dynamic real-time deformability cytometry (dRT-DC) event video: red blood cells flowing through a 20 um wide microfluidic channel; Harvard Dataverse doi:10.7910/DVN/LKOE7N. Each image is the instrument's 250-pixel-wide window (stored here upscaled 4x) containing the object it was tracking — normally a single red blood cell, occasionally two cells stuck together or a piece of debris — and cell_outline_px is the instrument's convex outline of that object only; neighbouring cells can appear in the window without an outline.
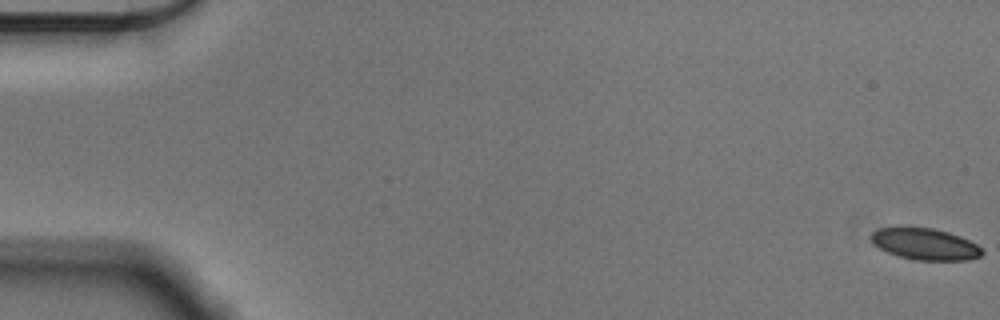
{"species": "Egyptian fruit bat (a non-hibernating species)", "species_latin": "Rousettus aegyptiacus", "temperature_condition": "cold", "stored_images_in_passage": 57, "camera_frame_rate_fps": 3000, "um_per_image_px": 0.085, "animal": {"sex": "male"}, "frame": {"image": 1, "passage_image": 1, "time_ms": 0.0, "image_size_px": [1000, 320], "cell_outline_px": [[984, 252], [980, 256], [968, 260], [916, 260], [900, 256], [888, 252], [880, 248], [868, 236], [876, 228], [900, 224], [908, 224], [932, 228], [948, 232], [960, 236], [976, 244]], "centroid_in_image_um": [78.55, 20.68], "position_along_channel_um": 6.4, "area_um2": 20.98}}
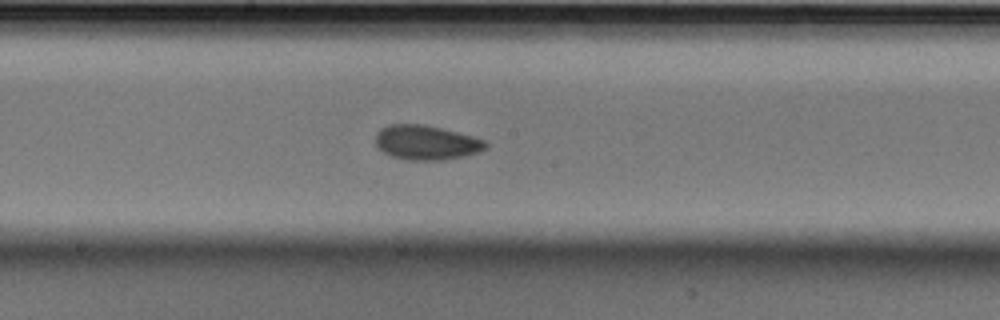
{"frame": {"image": 2, "passage_image": 31, "time_ms": 10.0, "image_size_px": [1000, 320], "cell_outline_px": [[488, 148], [480, 152], [464, 156], [444, 160], [408, 160], [392, 156], [376, 148], [376, 132], [380, 128], [388, 124], [424, 124], [472, 136], [484, 140], [488, 144]], "centroid_in_image_um": [36.22, 12.12], "position_along_channel_um": 212.0, "area_um2": 22.31}}
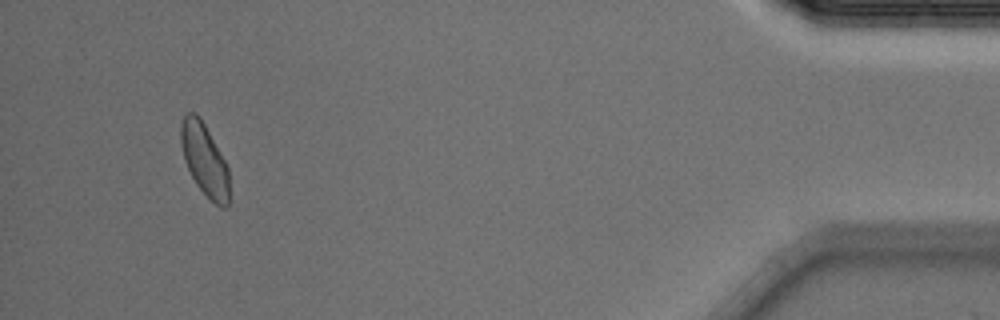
{"frame": {"image": 3, "passage_image": 54, "time_ms": 17.667, "image_size_px": [1000, 320], "cell_outline_px": [[228, 208], [220, 208], [196, 184], [184, 160], [180, 144], [180, 124], [184, 116], [188, 112], [196, 112], [200, 116], [224, 160], [228, 168]], "centroid_in_image_um": [17.36, 13.54], "position_along_channel_um": 417.8, "area_um2": 20.11}, "authors_computed_cell_mechanics": {"area_um2": 21.5016, "velocity_mm_per_s": 3.5711, "shape_relaxation_time_tau1_ms": 6.6239, "shape_relaxation_time_tau2_ms": 1.8241, "deformation_change_tau1": 0.1124, "deformation_change_tau2": 0.0579}}